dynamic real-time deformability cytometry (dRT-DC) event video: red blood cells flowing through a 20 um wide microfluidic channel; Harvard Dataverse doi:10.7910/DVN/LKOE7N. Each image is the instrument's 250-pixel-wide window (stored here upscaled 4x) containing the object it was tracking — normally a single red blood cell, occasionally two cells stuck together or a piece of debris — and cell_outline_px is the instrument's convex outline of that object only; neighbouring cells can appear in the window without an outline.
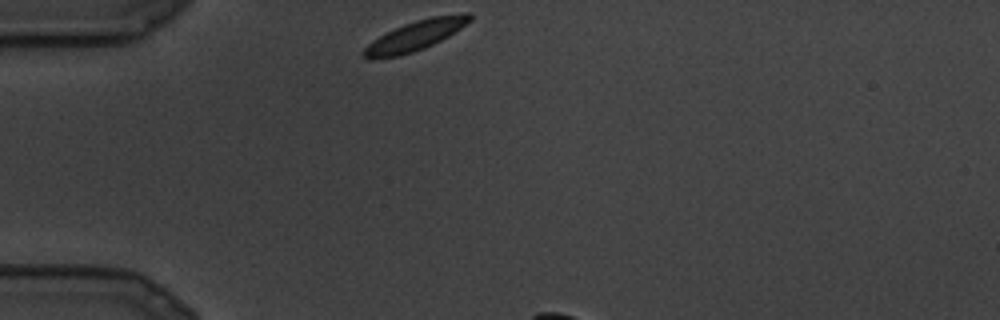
{"species": "common noctule bat (a hibernating species)", "species_latin": "Nyctalus noctula", "temperature_condition": "cold", "stored_images_in_passage": 3, "camera_frame_rate_fps": 3000, "um_per_image_px": 0.085, "animal": {"sex": "male", "body_mass_g": 19.5, "forearm_length_mm": 54.6}, "frame": {"image": 1, "passage_image": 1, "time_ms": 0.0, "image_size_px": [1000, 320], "cell_outline_px": [[472, 20], [448, 36], [424, 48], [400, 56], [364, 56], [360, 52], [372, 40], [404, 24], [416, 20], [432, 16], [464, 12], [472, 12]], "centroid_in_image_um": [35.39, 2.97], "position_along_channel_um": 49.6, "area_um2": 17.98}}